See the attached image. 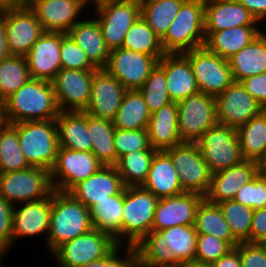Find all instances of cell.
Masks as SVG:
<instances>
[{
  "mask_svg": "<svg viewBox=\"0 0 266 267\" xmlns=\"http://www.w3.org/2000/svg\"><path fill=\"white\" fill-rule=\"evenodd\" d=\"M7 123L55 120L60 110L50 81L30 78L4 100Z\"/></svg>",
  "mask_w": 266,
  "mask_h": 267,
  "instance_id": "cell-1",
  "label": "cell"
},
{
  "mask_svg": "<svg viewBox=\"0 0 266 267\" xmlns=\"http://www.w3.org/2000/svg\"><path fill=\"white\" fill-rule=\"evenodd\" d=\"M93 229L89 209L70 193H51V213L47 250L52 254L63 243Z\"/></svg>",
  "mask_w": 266,
  "mask_h": 267,
  "instance_id": "cell-2",
  "label": "cell"
},
{
  "mask_svg": "<svg viewBox=\"0 0 266 267\" xmlns=\"http://www.w3.org/2000/svg\"><path fill=\"white\" fill-rule=\"evenodd\" d=\"M205 0H186L161 40L165 54L185 53L205 44Z\"/></svg>",
  "mask_w": 266,
  "mask_h": 267,
  "instance_id": "cell-3",
  "label": "cell"
},
{
  "mask_svg": "<svg viewBox=\"0 0 266 267\" xmlns=\"http://www.w3.org/2000/svg\"><path fill=\"white\" fill-rule=\"evenodd\" d=\"M12 125L17 130L20 148L28 164L50 171L59 150L55 120L27 121Z\"/></svg>",
  "mask_w": 266,
  "mask_h": 267,
  "instance_id": "cell-4",
  "label": "cell"
},
{
  "mask_svg": "<svg viewBox=\"0 0 266 267\" xmlns=\"http://www.w3.org/2000/svg\"><path fill=\"white\" fill-rule=\"evenodd\" d=\"M157 202L158 198L142 186L124 188L122 245L126 242L134 247L152 231Z\"/></svg>",
  "mask_w": 266,
  "mask_h": 267,
  "instance_id": "cell-5",
  "label": "cell"
},
{
  "mask_svg": "<svg viewBox=\"0 0 266 267\" xmlns=\"http://www.w3.org/2000/svg\"><path fill=\"white\" fill-rule=\"evenodd\" d=\"M53 191L48 169L31 166L0 173V196L13 205L47 198Z\"/></svg>",
  "mask_w": 266,
  "mask_h": 267,
  "instance_id": "cell-6",
  "label": "cell"
},
{
  "mask_svg": "<svg viewBox=\"0 0 266 267\" xmlns=\"http://www.w3.org/2000/svg\"><path fill=\"white\" fill-rule=\"evenodd\" d=\"M211 174L235 166L244 160L236 129L217 124L196 142Z\"/></svg>",
  "mask_w": 266,
  "mask_h": 267,
  "instance_id": "cell-7",
  "label": "cell"
},
{
  "mask_svg": "<svg viewBox=\"0 0 266 267\" xmlns=\"http://www.w3.org/2000/svg\"><path fill=\"white\" fill-rule=\"evenodd\" d=\"M177 108L182 142H197L208 129L218 124L214 96L199 92L178 102Z\"/></svg>",
  "mask_w": 266,
  "mask_h": 267,
  "instance_id": "cell-8",
  "label": "cell"
},
{
  "mask_svg": "<svg viewBox=\"0 0 266 267\" xmlns=\"http://www.w3.org/2000/svg\"><path fill=\"white\" fill-rule=\"evenodd\" d=\"M165 152L175 166L182 189L205 196L210 188L212 174L196 142H182Z\"/></svg>",
  "mask_w": 266,
  "mask_h": 267,
  "instance_id": "cell-9",
  "label": "cell"
},
{
  "mask_svg": "<svg viewBox=\"0 0 266 267\" xmlns=\"http://www.w3.org/2000/svg\"><path fill=\"white\" fill-rule=\"evenodd\" d=\"M183 54L189 59L200 92L217 97L234 82L228 60L205 46Z\"/></svg>",
  "mask_w": 266,
  "mask_h": 267,
  "instance_id": "cell-10",
  "label": "cell"
},
{
  "mask_svg": "<svg viewBox=\"0 0 266 267\" xmlns=\"http://www.w3.org/2000/svg\"><path fill=\"white\" fill-rule=\"evenodd\" d=\"M93 10L110 50L122 47L128 29L141 16L139 0L110 1L94 7Z\"/></svg>",
  "mask_w": 266,
  "mask_h": 267,
  "instance_id": "cell-11",
  "label": "cell"
},
{
  "mask_svg": "<svg viewBox=\"0 0 266 267\" xmlns=\"http://www.w3.org/2000/svg\"><path fill=\"white\" fill-rule=\"evenodd\" d=\"M116 245L108 234L93 228L63 243L52 254L60 267H81L103 258Z\"/></svg>",
  "mask_w": 266,
  "mask_h": 267,
  "instance_id": "cell-12",
  "label": "cell"
},
{
  "mask_svg": "<svg viewBox=\"0 0 266 267\" xmlns=\"http://www.w3.org/2000/svg\"><path fill=\"white\" fill-rule=\"evenodd\" d=\"M102 166L103 164L92 152L59 147L55 163L50 170L53 189L68 192L73 186L89 178Z\"/></svg>",
  "mask_w": 266,
  "mask_h": 267,
  "instance_id": "cell-13",
  "label": "cell"
},
{
  "mask_svg": "<svg viewBox=\"0 0 266 267\" xmlns=\"http://www.w3.org/2000/svg\"><path fill=\"white\" fill-rule=\"evenodd\" d=\"M157 64L158 60L154 56L116 48L110 50L105 70L118 79L127 90H138Z\"/></svg>",
  "mask_w": 266,
  "mask_h": 267,
  "instance_id": "cell-14",
  "label": "cell"
},
{
  "mask_svg": "<svg viewBox=\"0 0 266 267\" xmlns=\"http://www.w3.org/2000/svg\"><path fill=\"white\" fill-rule=\"evenodd\" d=\"M97 70L60 69L51 81L60 111H85Z\"/></svg>",
  "mask_w": 266,
  "mask_h": 267,
  "instance_id": "cell-15",
  "label": "cell"
},
{
  "mask_svg": "<svg viewBox=\"0 0 266 267\" xmlns=\"http://www.w3.org/2000/svg\"><path fill=\"white\" fill-rule=\"evenodd\" d=\"M215 99L218 123L236 130L262 112V106L241 82L234 81Z\"/></svg>",
  "mask_w": 266,
  "mask_h": 267,
  "instance_id": "cell-16",
  "label": "cell"
},
{
  "mask_svg": "<svg viewBox=\"0 0 266 267\" xmlns=\"http://www.w3.org/2000/svg\"><path fill=\"white\" fill-rule=\"evenodd\" d=\"M4 19L10 55L26 56L44 33L36 14L30 9H8L0 12Z\"/></svg>",
  "mask_w": 266,
  "mask_h": 267,
  "instance_id": "cell-17",
  "label": "cell"
},
{
  "mask_svg": "<svg viewBox=\"0 0 266 267\" xmlns=\"http://www.w3.org/2000/svg\"><path fill=\"white\" fill-rule=\"evenodd\" d=\"M127 89L105 69L92 77L90 101L84 112L102 119L113 120Z\"/></svg>",
  "mask_w": 266,
  "mask_h": 267,
  "instance_id": "cell-18",
  "label": "cell"
},
{
  "mask_svg": "<svg viewBox=\"0 0 266 267\" xmlns=\"http://www.w3.org/2000/svg\"><path fill=\"white\" fill-rule=\"evenodd\" d=\"M204 196L194 192L158 199L152 230L163 231L180 225H194L196 211Z\"/></svg>",
  "mask_w": 266,
  "mask_h": 267,
  "instance_id": "cell-19",
  "label": "cell"
},
{
  "mask_svg": "<svg viewBox=\"0 0 266 267\" xmlns=\"http://www.w3.org/2000/svg\"><path fill=\"white\" fill-rule=\"evenodd\" d=\"M263 169L259 162L244 159L235 166L212 174L210 188L204 198L213 204L233 200L242 185L254 180Z\"/></svg>",
  "mask_w": 266,
  "mask_h": 267,
  "instance_id": "cell-20",
  "label": "cell"
},
{
  "mask_svg": "<svg viewBox=\"0 0 266 267\" xmlns=\"http://www.w3.org/2000/svg\"><path fill=\"white\" fill-rule=\"evenodd\" d=\"M61 32H44L25 56L30 77L52 81L62 69Z\"/></svg>",
  "mask_w": 266,
  "mask_h": 267,
  "instance_id": "cell-21",
  "label": "cell"
},
{
  "mask_svg": "<svg viewBox=\"0 0 266 267\" xmlns=\"http://www.w3.org/2000/svg\"><path fill=\"white\" fill-rule=\"evenodd\" d=\"M124 188L117 168L103 165L89 178L73 186L68 193L90 209L96 202L119 194Z\"/></svg>",
  "mask_w": 266,
  "mask_h": 267,
  "instance_id": "cell-22",
  "label": "cell"
},
{
  "mask_svg": "<svg viewBox=\"0 0 266 267\" xmlns=\"http://www.w3.org/2000/svg\"><path fill=\"white\" fill-rule=\"evenodd\" d=\"M85 0H42L31 10L36 14L44 32L67 34L79 22L86 10Z\"/></svg>",
  "mask_w": 266,
  "mask_h": 267,
  "instance_id": "cell-23",
  "label": "cell"
},
{
  "mask_svg": "<svg viewBox=\"0 0 266 267\" xmlns=\"http://www.w3.org/2000/svg\"><path fill=\"white\" fill-rule=\"evenodd\" d=\"M22 205V206H21ZM14 205L13 243L20 237H48L51 213V194L38 201ZM19 208H18V207ZM21 206V207H20Z\"/></svg>",
  "mask_w": 266,
  "mask_h": 267,
  "instance_id": "cell-24",
  "label": "cell"
},
{
  "mask_svg": "<svg viewBox=\"0 0 266 267\" xmlns=\"http://www.w3.org/2000/svg\"><path fill=\"white\" fill-rule=\"evenodd\" d=\"M158 65L165 71L172 102L178 103L200 92L189 59L183 53L165 54Z\"/></svg>",
  "mask_w": 266,
  "mask_h": 267,
  "instance_id": "cell-25",
  "label": "cell"
},
{
  "mask_svg": "<svg viewBox=\"0 0 266 267\" xmlns=\"http://www.w3.org/2000/svg\"><path fill=\"white\" fill-rule=\"evenodd\" d=\"M204 22L205 32L259 24L237 0H205Z\"/></svg>",
  "mask_w": 266,
  "mask_h": 267,
  "instance_id": "cell-26",
  "label": "cell"
},
{
  "mask_svg": "<svg viewBox=\"0 0 266 267\" xmlns=\"http://www.w3.org/2000/svg\"><path fill=\"white\" fill-rule=\"evenodd\" d=\"M86 53L87 59L96 69H105L110 49L103 38L98 20L82 19L67 33Z\"/></svg>",
  "mask_w": 266,
  "mask_h": 267,
  "instance_id": "cell-27",
  "label": "cell"
},
{
  "mask_svg": "<svg viewBox=\"0 0 266 267\" xmlns=\"http://www.w3.org/2000/svg\"><path fill=\"white\" fill-rule=\"evenodd\" d=\"M142 187L152 192L158 199L185 192L181 187L175 166L165 151L155 153Z\"/></svg>",
  "mask_w": 266,
  "mask_h": 267,
  "instance_id": "cell-28",
  "label": "cell"
},
{
  "mask_svg": "<svg viewBox=\"0 0 266 267\" xmlns=\"http://www.w3.org/2000/svg\"><path fill=\"white\" fill-rule=\"evenodd\" d=\"M177 103L172 102L151 114L147 132L150 146L157 151H165L182 143L178 122Z\"/></svg>",
  "mask_w": 266,
  "mask_h": 267,
  "instance_id": "cell-29",
  "label": "cell"
},
{
  "mask_svg": "<svg viewBox=\"0 0 266 267\" xmlns=\"http://www.w3.org/2000/svg\"><path fill=\"white\" fill-rule=\"evenodd\" d=\"M259 28L258 25H245L217 32H205L204 46L228 60L263 32Z\"/></svg>",
  "mask_w": 266,
  "mask_h": 267,
  "instance_id": "cell-30",
  "label": "cell"
},
{
  "mask_svg": "<svg viewBox=\"0 0 266 267\" xmlns=\"http://www.w3.org/2000/svg\"><path fill=\"white\" fill-rule=\"evenodd\" d=\"M59 147L92 152V141L84 111H60L55 119Z\"/></svg>",
  "mask_w": 266,
  "mask_h": 267,
  "instance_id": "cell-31",
  "label": "cell"
},
{
  "mask_svg": "<svg viewBox=\"0 0 266 267\" xmlns=\"http://www.w3.org/2000/svg\"><path fill=\"white\" fill-rule=\"evenodd\" d=\"M235 82L266 72V32L228 59Z\"/></svg>",
  "mask_w": 266,
  "mask_h": 267,
  "instance_id": "cell-32",
  "label": "cell"
},
{
  "mask_svg": "<svg viewBox=\"0 0 266 267\" xmlns=\"http://www.w3.org/2000/svg\"><path fill=\"white\" fill-rule=\"evenodd\" d=\"M124 189L119 193L96 202L90 209L92 226L108 234L118 245H122V210Z\"/></svg>",
  "mask_w": 266,
  "mask_h": 267,
  "instance_id": "cell-33",
  "label": "cell"
},
{
  "mask_svg": "<svg viewBox=\"0 0 266 267\" xmlns=\"http://www.w3.org/2000/svg\"><path fill=\"white\" fill-rule=\"evenodd\" d=\"M241 153L246 160L266 165V117L261 112L237 130Z\"/></svg>",
  "mask_w": 266,
  "mask_h": 267,
  "instance_id": "cell-34",
  "label": "cell"
},
{
  "mask_svg": "<svg viewBox=\"0 0 266 267\" xmlns=\"http://www.w3.org/2000/svg\"><path fill=\"white\" fill-rule=\"evenodd\" d=\"M136 262L145 267H178L173 252L157 230L149 232L134 246Z\"/></svg>",
  "mask_w": 266,
  "mask_h": 267,
  "instance_id": "cell-35",
  "label": "cell"
},
{
  "mask_svg": "<svg viewBox=\"0 0 266 267\" xmlns=\"http://www.w3.org/2000/svg\"><path fill=\"white\" fill-rule=\"evenodd\" d=\"M151 113L139 90H127L112 120L115 128L122 130L147 129Z\"/></svg>",
  "mask_w": 266,
  "mask_h": 267,
  "instance_id": "cell-36",
  "label": "cell"
},
{
  "mask_svg": "<svg viewBox=\"0 0 266 267\" xmlns=\"http://www.w3.org/2000/svg\"><path fill=\"white\" fill-rule=\"evenodd\" d=\"M87 128L92 141V153L104 166H115L117 155L113 142L115 127L109 119L87 114Z\"/></svg>",
  "mask_w": 266,
  "mask_h": 267,
  "instance_id": "cell-37",
  "label": "cell"
},
{
  "mask_svg": "<svg viewBox=\"0 0 266 267\" xmlns=\"http://www.w3.org/2000/svg\"><path fill=\"white\" fill-rule=\"evenodd\" d=\"M194 228L197 234H209L227 241L233 248L239 243L232 235L218 204L208 202L205 198L199 204Z\"/></svg>",
  "mask_w": 266,
  "mask_h": 267,
  "instance_id": "cell-38",
  "label": "cell"
},
{
  "mask_svg": "<svg viewBox=\"0 0 266 267\" xmlns=\"http://www.w3.org/2000/svg\"><path fill=\"white\" fill-rule=\"evenodd\" d=\"M141 17L162 40L186 0H139Z\"/></svg>",
  "mask_w": 266,
  "mask_h": 267,
  "instance_id": "cell-39",
  "label": "cell"
},
{
  "mask_svg": "<svg viewBox=\"0 0 266 267\" xmlns=\"http://www.w3.org/2000/svg\"><path fill=\"white\" fill-rule=\"evenodd\" d=\"M121 48L154 56L158 61L165 55L161 39L141 16L128 29Z\"/></svg>",
  "mask_w": 266,
  "mask_h": 267,
  "instance_id": "cell-40",
  "label": "cell"
},
{
  "mask_svg": "<svg viewBox=\"0 0 266 267\" xmlns=\"http://www.w3.org/2000/svg\"><path fill=\"white\" fill-rule=\"evenodd\" d=\"M157 150L134 151L118 159L117 168L125 187L142 186Z\"/></svg>",
  "mask_w": 266,
  "mask_h": 267,
  "instance_id": "cell-41",
  "label": "cell"
},
{
  "mask_svg": "<svg viewBox=\"0 0 266 267\" xmlns=\"http://www.w3.org/2000/svg\"><path fill=\"white\" fill-rule=\"evenodd\" d=\"M25 56L10 55L0 61V100L4 101L30 79Z\"/></svg>",
  "mask_w": 266,
  "mask_h": 267,
  "instance_id": "cell-42",
  "label": "cell"
},
{
  "mask_svg": "<svg viewBox=\"0 0 266 267\" xmlns=\"http://www.w3.org/2000/svg\"><path fill=\"white\" fill-rule=\"evenodd\" d=\"M31 166L21 151L16 128L6 123L0 127V173L20 171Z\"/></svg>",
  "mask_w": 266,
  "mask_h": 267,
  "instance_id": "cell-43",
  "label": "cell"
},
{
  "mask_svg": "<svg viewBox=\"0 0 266 267\" xmlns=\"http://www.w3.org/2000/svg\"><path fill=\"white\" fill-rule=\"evenodd\" d=\"M160 232L179 264L195 260L197 232L194 225L174 226Z\"/></svg>",
  "mask_w": 266,
  "mask_h": 267,
  "instance_id": "cell-44",
  "label": "cell"
},
{
  "mask_svg": "<svg viewBox=\"0 0 266 267\" xmlns=\"http://www.w3.org/2000/svg\"><path fill=\"white\" fill-rule=\"evenodd\" d=\"M218 205L230 227L233 237L239 243L250 242L253 209L235 200L223 201Z\"/></svg>",
  "mask_w": 266,
  "mask_h": 267,
  "instance_id": "cell-45",
  "label": "cell"
},
{
  "mask_svg": "<svg viewBox=\"0 0 266 267\" xmlns=\"http://www.w3.org/2000/svg\"><path fill=\"white\" fill-rule=\"evenodd\" d=\"M138 90L142 94L151 114L172 103L167 90L165 71L158 64Z\"/></svg>",
  "mask_w": 266,
  "mask_h": 267,
  "instance_id": "cell-46",
  "label": "cell"
},
{
  "mask_svg": "<svg viewBox=\"0 0 266 267\" xmlns=\"http://www.w3.org/2000/svg\"><path fill=\"white\" fill-rule=\"evenodd\" d=\"M117 162L124 154L134 151L155 150L150 146L147 129L122 130L115 128L113 138Z\"/></svg>",
  "mask_w": 266,
  "mask_h": 267,
  "instance_id": "cell-47",
  "label": "cell"
},
{
  "mask_svg": "<svg viewBox=\"0 0 266 267\" xmlns=\"http://www.w3.org/2000/svg\"><path fill=\"white\" fill-rule=\"evenodd\" d=\"M233 200L253 210L266 208V169L254 180L242 185Z\"/></svg>",
  "mask_w": 266,
  "mask_h": 267,
  "instance_id": "cell-48",
  "label": "cell"
},
{
  "mask_svg": "<svg viewBox=\"0 0 266 267\" xmlns=\"http://www.w3.org/2000/svg\"><path fill=\"white\" fill-rule=\"evenodd\" d=\"M60 56L62 69L98 70L89 62L84 50L65 33H61Z\"/></svg>",
  "mask_w": 266,
  "mask_h": 267,
  "instance_id": "cell-49",
  "label": "cell"
},
{
  "mask_svg": "<svg viewBox=\"0 0 266 267\" xmlns=\"http://www.w3.org/2000/svg\"><path fill=\"white\" fill-rule=\"evenodd\" d=\"M233 247L225 240L209 234H197L195 261L212 264Z\"/></svg>",
  "mask_w": 266,
  "mask_h": 267,
  "instance_id": "cell-50",
  "label": "cell"
},
{
  "mask_svg": "<svg viewBox=\"0 0 266 267\" xmlns=\"http://www.w3.org/2000/svg\"><path fill=\"white\" fill-rule=\"evenodd\" d=\"M122 247V248H121ZM125 254L119 256L123 249V245H116L106 256L93 262H89L81 267H134L136 262L135 249L132 246L126 245ZM122 257V258H121Z\"/></svg>",
  "mask_w": 266,
  "mask_h": 267,
  "instance_id": "cell-51",
  "label": "cell"
},
{
  "mask_svg": "<svg viewBox=\"0 0 266 267\" xmlns=\"http://www.w3.org/2000/svg\"><path fill=\"white\" fill-rule=\"evenodd\" d=\"M14 205L0 196V248L6 253L13 245Z\"/></svg>",
  "mask_w": 266,
  "mask_h": 267,
  "instance_id": "cell-52",
  "label": "cell"
},
{
  "mask_svg": "<svg viewBox=\"0 0 266 267\" xmlns=\"http://www.w3.org/2000/svg\"><path fill=\"white\" fill-rule=\"evenodd\" d=\"M235 248L239 251L241 267H266V252L259 243L240 242Z\"/></svg>",
  "mask_w": 266,
  "mask_h": 267,
  "instance_id": "cell-53",
  "label": "cell"
},
{
  "mask_svg": "<svg viewBox=\"0 0 266 267\" xmlns=\"http://www.w3.org/2000/svg\"><path fill=\"white\" fill-rule=\"evenodd\" d=\"M241 83L262 107L266 105V72L248 77Z\"/></svg>",
  "mask_w": 266,
  "mask_h": 267,
  "instance_id": "cell-54",
  "label": "cell"
},
{
  "mask_svg": "<svg viewBox=\"0 0 266 267\" xmlns=\"http://www.w3.org/2000/svg\"><path fill=\"white\" fill-rule=\"evenodd\" d=\"M266 237V208L253 210L250 243H258Z\"/></svg>",
  "mask_w": 266,
  "mask_h": 267,
  "instance_id": "cell-55",
  "label": "cell"
},
{
  "mask_svg": "<svg viewBox=\"0 0 266 267\" xmlns=\"http://www.w3.org/2000/svg\"><path fill=\"white\" fill-rule=\"evenodd\" d=\"M261 23L266 18V0H237Z\"/></svg>",
  "mask_w": 266,
  "mask_h": 267,
  "instance_id": "cell-56",
  "label": "cell"
},
{
  "mask_svg": "<svg viewBox=\"0 0 266 267\" xmlns=\"http://www.w3.org/2000/svg\"><path fill=\"white\" fill-rule=\"evenodd\" d=\"M211 265L212 267H241L239 251L233 248Z\"/></svg>",
  "mask_w": 266,
  "mask_h": 267,
  "instance_id": "cell-57",
  "label": "cell"
},
{
  "mask_svg": "<svg viewBox=\"0 0 266 267\" xmlns=\"http://www.w3.org/2000/svg\"><path fill=\"white\" fill-rule=\"evenodd\" d=\"M8 56H10V54L7 47L5 23L4 19L0 16V61Z\"/></svg>",
  "mask_w": 266,
  "mask_h": 267,
  "instance_id": "cell-58",
  "label": "cell"
},
{
  "mask_svg": "<svg viewBox=\"0 0 266 267\" xmlns=\"http://www.w3.org/2000/svg\"><path fill=\"white\" fill-rule=\"evenodd\" d=\"M42 0H14L17 9H32Z\"/></svg>",
  "mask_w": 266,
  "mask_h": 267,
  "instance_id": "cell-59",
  "label": "cell"
},
{
  "mask_svg": "<svg viewBox=\"0 0 266 267\" xmlns=\"http://www.w3.org/2000/svg\"><path fill=\"white\" fill-rule=\"evenodd\" d=\"M178 267H212L211 264L198 262V261H189L186 263L180 264Z\"/></svg>",
  "mask_w": 266,
  "mask_h": 267,
  "instance_id": "cell-60",
  "label": "cell"
},
{
  "mask_svg": "<svg viewBox=\"0 0 266 267\" xmlns=\"http://www.w3.org/2000/svg\"><path fill=\"white\" fill-rule=\"evenodd\" d=\"M15 8L14 0H0V12Z\"/></svg>",
  "mask_w": 266,
  "mask_h": 267,
  "instance_id": "cell-61",
  "label": "cell"
},
{
  "mask_svg": "<svg viewBox=\"0 0 266 267\" xmlns=\"http://www.w3.org/2000/svg\"><path fill=\"white\" fill-rule=\"evenodd\" d=\"M6 123L4 101L0 100V127L4 126Z\"/></svg>",
  "mask_w": 266,
  "mask_h": 267,
  "instance_id": "cell-62",
  "label": "cell"
},
{
  "mask_svg": "<svg viewBox=\"0 0 266 267\" xmlns=\"http://www.w3.org/2000/svg\"><path fill=\"white\" fill-rule=\"evenodd\" d=\"M92 1L94 2V7L106 3V2H110V1H118V0H85L86 6H88V4H93ZM91 2V3H90Z\"/></svg>",
  "mask_w": 266,
  "mask_h": 267,
  "instance_id": "cell-63",
  "label": "cell"
},
{
  "mask_svg": "<svg viewBox=\"0 0 266 267\" xmlns=\"http://www.w3.org/2000/svg\"><path fill=\"white\" fill-rule=\"evenodd\" d=\"M259 245L264 249L266 252V237H264L261 241L258 242Z\"/></svg>",
  "mask_w": 266,
  "mask_h": 267,
  "instance_id": "cell-64",
  "label": "cell"
},
{
  "mask_svg": "<svg viewBox=\"0 0 266 267\" xmlns=\"http://www.w3.org/2000/svg\"><path fill=\"white\" fill-rule=\"evenodd\" d=\"M5 252L0 248V266H2V259Z\"/></svg>",
  "mask_w": 266,
  "mask_h": 267,
  "instance_id": "cell-65",
  "label": "cell"
},
{
  "mask_svg": "<svg viewBox=\"0 0 266 267\" xmlns=\"http://www.w3.org/2000/svg\"><path fill=\"white\" fill-rule=\"evenodd\" d=\"M262 113H263L264 116L266 117V105L262 107Z\"/></svg>",
  "mask_w": 266,
  "mask_h": 267,
  "instance_id": "cell-66",
  "label": "cell"
},
{
  "mask_svg": "<svg viewBox=\"0 0 266 267\" xmlns=\"http://www.w3.org/2000/svg\"><path fill=\"white\" fill-rule=\"evenodd\" d=\"M134 267H145V266H143V265H141V264H139V263L135 262V265H134Z\"/></svg>",
  "mask_w": 266,
  "mask_h": 267,
  "instance_id": "cell-67",
  "label": "cell"
}]
</instances>
